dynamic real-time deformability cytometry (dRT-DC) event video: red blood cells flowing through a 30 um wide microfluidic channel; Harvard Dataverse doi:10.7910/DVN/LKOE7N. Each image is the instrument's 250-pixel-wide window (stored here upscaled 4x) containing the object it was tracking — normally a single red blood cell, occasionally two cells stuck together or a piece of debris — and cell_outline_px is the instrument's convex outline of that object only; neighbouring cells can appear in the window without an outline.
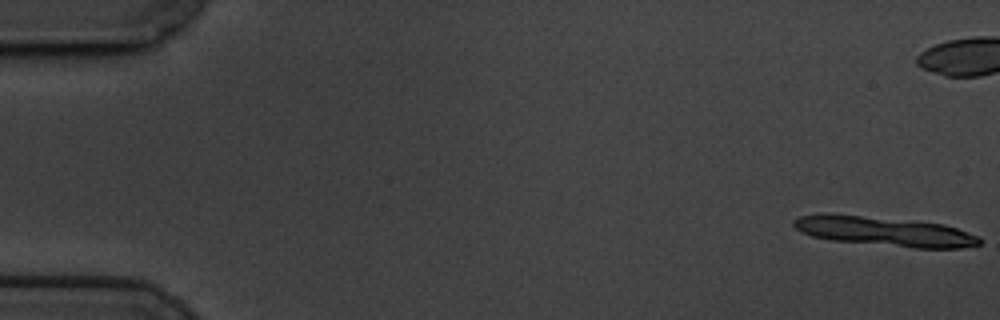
{"species": "common noctule bat (a hibernating species)", "species_latin": "Nyctalus noctula", "temperature_condition": "cold", "stored_images_in_passage": 11, "camera_frame_rate_fps": 3000, "um_per_image_px": 0.085, "animal": {"sex": "male", "body_mass_g": 19.5, "forearm_length_mm": 54.6}, "frame": {"image": 1, "passage_image": 1, "time_ms": 0.0, "image_size_px": [1000, 320], "cell_outline_px": [[984, 240], [980, 244], [960, 248], [912, 248], [832, 240], [812, 236], [796, 228], [792, 224], [792, 220], [800, 216], [820, 212], [828, 212], [944, 224], [980, 236]], "centroid_in_image_um": [75.17, 19.66], "position_along_channel_um": 9.8, "area_um2": 32.14}}